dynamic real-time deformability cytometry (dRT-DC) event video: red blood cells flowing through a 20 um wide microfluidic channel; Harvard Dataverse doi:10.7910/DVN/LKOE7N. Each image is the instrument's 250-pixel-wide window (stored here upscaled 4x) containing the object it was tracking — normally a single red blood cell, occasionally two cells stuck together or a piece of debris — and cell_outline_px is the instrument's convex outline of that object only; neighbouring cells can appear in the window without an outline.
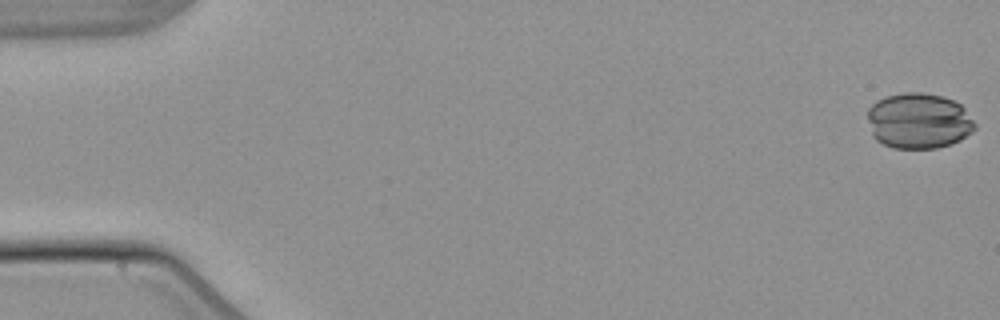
{"species": "common noctule bat (a hibernating species)", "species_latin": "Nyctalus noctula", "temperature_condition": "warm", "stored_images_in_passage": 54, "camera_frame_rate_fps": 3000, "um_per_image_px": 0.085, "animal": {"sex": "male", "body_mass_g": 21.5, "forearm_length_mm": 52.0}, "frame": {"image": 1, "passage_image": 1, "time_ms": 0.0, "image_size_px": [1000, 320], "cell_outline_px": [[976, 128], [972, 132], [960, 140], [936, 148], [892, 148], [876, 140], [872, 136], [868, 120], [868, 108], [876, 100], [884, 96], [904, 92], [920, 92], [940, 96], [952, 100], [960, 104], [964, 108], [976, 124]], "centroid_in_image_um": [78.06, 10.27], "position_along_channel_um": 6.9, "area_um2": 34.91}}
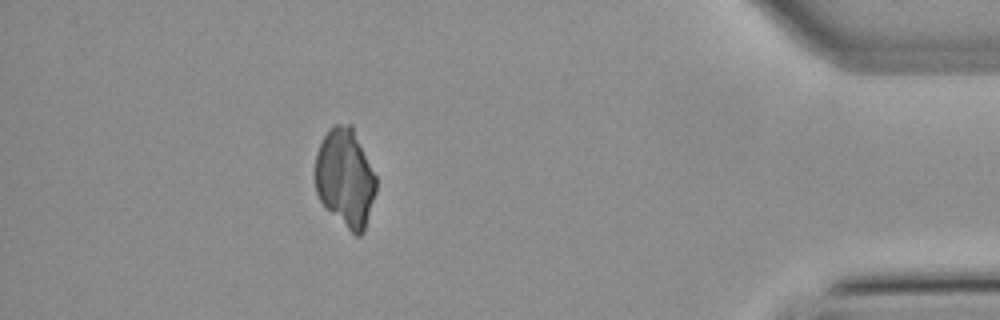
{"frame": {"image": 2, "passage_image": 48, "time_ms": 15.667, "image_size_px": [1000, 320], "cell_outline_px": [[376, 192], [364, 232], [360, 236], [356, 236], [320, 200], [316, 192], [316, 152], [328, 128], [332, 124], [352, 124], [376, 176]], "centroid_in_image_um": [29.36, 15.07], "position_along_channel_um": 405.8, "area_um2": 34.62}}